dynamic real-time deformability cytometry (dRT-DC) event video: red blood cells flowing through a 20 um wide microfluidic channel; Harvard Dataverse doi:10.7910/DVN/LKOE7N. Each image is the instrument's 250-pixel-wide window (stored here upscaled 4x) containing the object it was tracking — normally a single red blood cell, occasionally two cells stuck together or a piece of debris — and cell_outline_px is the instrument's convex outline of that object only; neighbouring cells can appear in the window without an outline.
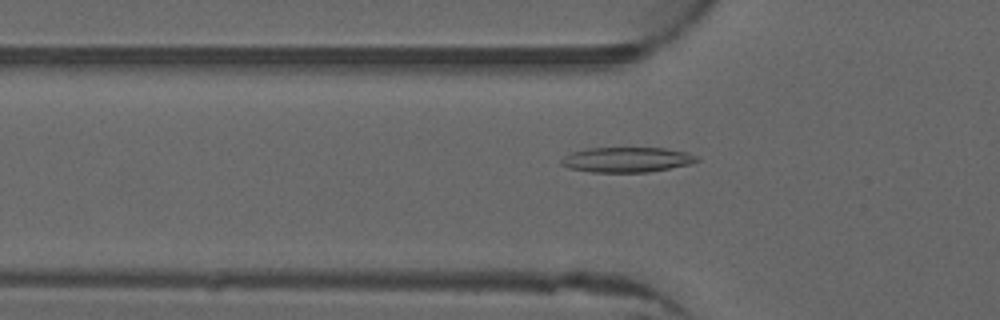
{"species": "common noctule bat (a hibernating species)", "species_latin": "Nyctalus noctula", "temperature_condition": "warm", "stored_images_in_passage": 51, "camera_frame_rate_fps": 3000, "um_per_image_px": 0.085, "animal": {"sex": "male", "forearm_length_mm": 52.5}, "frame": {"image": 1, "passage_image": 17, "time_ms": 5.333, "image_size_px": [1000, 320], "cell_outline_px": [[700, 160], [692, 164], [648, 172], [592, 172], [568, 168], [560, 164], [560, 160], [564, 156], [572, 152], [588, 148], [664, 148], [688, 152], [700, 156]], "centroid_in_image_um": [53.32, 13.57], "position_along_channel_um": 72.5, "area_um2": 20.0}}
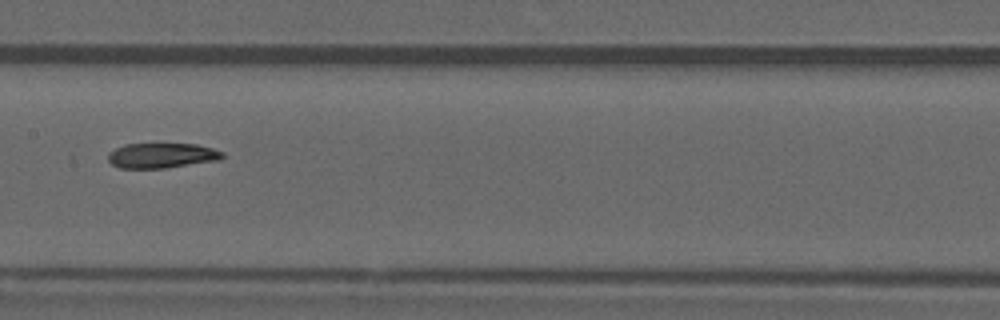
{"frame": {"image": 2, "passage_image": 26, "time_ms": 8.333, "image_size_px": [1000, 320], "cell_outline_px": [[224, 156], [220, 160], [164, 168], [120, 168], [112, 164], [108, 160], [108, 152], [124, 144], [196, 144], [212, 148], [224, 152]], "centroid_in_image_um": [13.75, 13.22], "position_along_channel_um": 193.6, "area_um2": 16.7}}
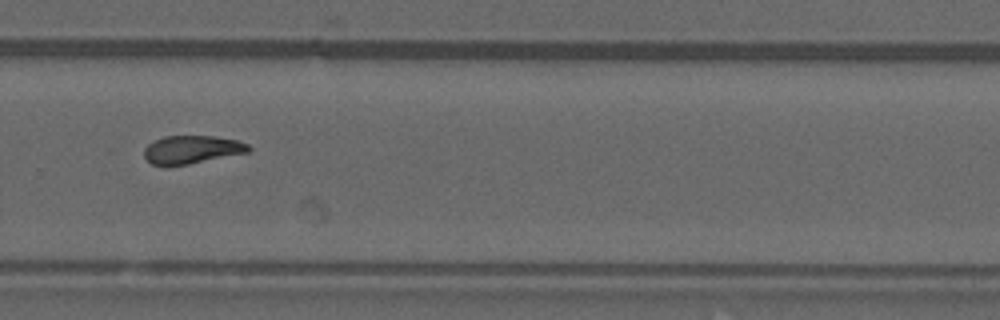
{"frame": {"image": 3, "passage_image": 35, "time_ms": 11.333, "image_size_px": [1000, 320], "cell_outline_px": [[252, 148], [248, 152], [188, 164], [152, 164], [144, 156], [144, 148], [148, 144], [164, 136], [212, 136], [236, 140], [248, 144]], "centroid_in_image_um": [16.32, 12.69], "position_along_channel_um": 313.5, "area_um2": 16.7}, "authors_computed_cell_mechanics": {"area_um2": 17.5712, "velocity_mm_per_s": 4.0152, "shape_relaxation_time_tau1_ms": null, "shape_relaxation_time_tau2_ms": 5.1616, "deformation_change_tau1": null, "deformation_change_tau2": 0.1051}}